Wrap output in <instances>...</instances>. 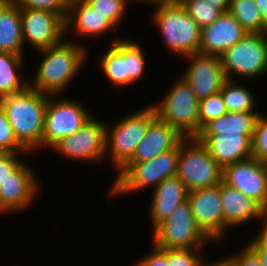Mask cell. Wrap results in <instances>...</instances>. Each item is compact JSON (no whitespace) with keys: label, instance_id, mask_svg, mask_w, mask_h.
Masks as SVG:
<instances>
[{"label":"cell","instance_id":"1","mask_svg":"<svg viewBox=\"0 0 267 266\" xmlns=\"http://www.w3.org/2000/svg\"><path fill=\"white\" fill-rule=\"evenodd\" d=\"M259 113L227 112L207 123L196 137L222 167L252 157V139Z\"/></svg>","mask_w":267,"mask_h":266},{"label":"cell","instance_id":"2","mask_svg":"<svg viewBox=\"0 0 267 266\" xmlns=\"http://www.w3.org/2000/svg\"><path fill=\"white\" fill-rule=\"evenodd\" d=\"M48 98L28 86L0 99L15 137L27 151L42 147Z\"/></svg>","mask_w":267,"mask_h":266},{"label":"cell","instance_id":"3","mask_svg":"<svg viewBox=\"0 0 267 266\" xmlns=\"http://www.w3.org/2000/svg\"><path fill=\"white\" fill-rule=\"evenodd\" d=\"M38 52L45 56L36 72L35 82L29 83V86L53 97L65 90L83 66L87 55L83 46L66 40Z\"/></svg>","mask_w":267,"mask_h":266},{"label":"cell","instance_id":"4","mask_svg":"<svg viewBox=\"0 0 267 266\" xmlns=\"http://www.w3.org/2000/svg\"><path fill=\"white\" fill-rule=\"evenodd\" d=\"M153 22L160 29L166 47L183 56L199 53L201 28L191 19L181 3L157 4Z\"/></svg>","mask_w":267,"mask_h":266},{"label":"cell","instance_id":"5","mask_svg":"<svg viewBox=\"0 0 267 266\" xmlns=\"http://www.w3.org/2000/svg\"><path fill=\"white\" fill-rule=\"evenodd\" d=\"M180 144L143 162H127L119 171L110 189L111 196L137 192L146 187H157L163 180L176 176Z\"/></svg>","mask_w":267,"mask_h":266},{"label":"cell","instance_id":"6","mask_svg":"<svg viewBox=\"0 0 267 266\" xmlns=\"http://www.w3.org/2000/svg\"><path fill=\"white\" fill-rule=\"evenodd\" d=\"M176 176L191 192L218 185L223 181V168L197 138H185L180 143Z\"/></svg>","mask_w":267,"mask_h":266},{"label":"cell","instance_id":"7","mask_svg":"<svg viewBox=\"0 0 267 266\" xmlns=\"http://www.w3.org/2000/svg\"><path fill=\"white\" fill-rule=\"evenodd\" d=\"M152 106L157 117L183 137L196 138L199 135V100L183 78L172 86L161 104Z\"/></svg>","mask_w":267,"mask_h":266},{"label":"cell","instance_id":"8","mask_svg":"<svg viewBox=\"0 0 267 266\" xmlns=\"http://www.w3.org/2000/svg\"><path fill=\"white\" fill-rule=\"evenodd\" d=\"M156 117L154 107L149 105L118 121L111 131L106 126L105 153L109 150L108 155L118 172L132 158Z\"/></svg>","mask_w":267,"mask_h":266},{"label":"cell","instance_id":"9","mask_svg":"<svg viewBox=\"0 0 267 266\" xmlns=\"http://www.w3.org/2000/svg\"><path fill=\"white\" fill-rule=\"evenodd\" d=\"M153 232V243L160 248H202L210 240L197 224L188 199Z\"/></svg>","mask_w":267,"mask_h":266},{"label":"cell","instance_id":"10","mask_svg":"<svg viewBox=\"0 0 267 266\" xmlns=\"http://www.w3.org/2000/svg\"><path fill=\"white\" fill-rule=\"evenodd\" d=\"M266 33H247L240 41L221 55L222 67L227 79L231 74L255 78L267 71Z\"/></svg>","mask_w":267,"mask_h":266},{"label":"cell","instance_id":"11","mask_svg":"<svg viewBox=\"0 0 267 266\" xmlns=\"http://www.w3.org/2000/svg\"><path fill=\"white\" fill-rule=\"evenodd\" d=\"M48 98L42 146L52 147L62 138L76 133L91 118L82 104L68 99ZM53 101V102H52Z\"/></svg>","mask_w":267,"mask_h":266},{"label":"cell","instance_id":"12","mask_svg":"<svg viewBox=\"0 0 267 266\" xmlns=\"http://www.w3.org/2000/svg\"><path fill=\"white\" fill-rule=\"evenodd\" d=\"M223 182L255 201L263 210L267 207V167L255 157L223 168Z\"/></svg>","mask_w":267,"mask_h":266},{"label":"cell","instance_id":"13","mask_svg":"<svg viewBox=\"0 0 267 266\" xmlns=\"http://www.w3.org/2000/svg\"><path fill=\"white\" fill-rule=\"evenodd\" d=\"M106 125L91 117L76 133L62 138L52 148L61 155L90 162L105 158Z\"/></svg>","mask_w":267,"mask_h":266},{"label":"cell","instance_id":"14","mask_svg":"<svg viewBox=\"0 0 267 266\" xmlns=\"http://www.w3.org/2000/svg\"><path fill=\"white\" fill-rule=\"evenodd\" d=\"M20 12L23 42H29L39 51L63 40L66 23L60 15L29 8H20Z\"/></svg>","mask_w":267,"mask_h":266},{"label":"cell","instance_id":"15","mask_svg":"<svg viewBox=\"0 0 267 266\" xmlns=\"http://www.w3.org/2000/svg\"><path fill=\"white\" fill-rule=\"evenodd\" d=\"M192 213L201 230L212 240H222L229 226L224 221L220 198V183L216 186L188 192Z\"/></svg>","mask_w":267,"mask_h":266},{"label":"cell","instance_id":"16","mask_svg":"<svg viewBox=\"0 0 267 266\" xmlns=\"http://www.w3.org/2000/svg\"><path fill=\"white\" fill-rule=\"evenodd\" d=\"M187 58L191 59V64L186 68L182 78L191 86L197 99L219 93L227 80L221 57L194 53Z\"/></svg>","mask_w":267,"mask_h":266},{"label":"cell","instance_id":"17","mask_svg":"<svg viewBox=\"0 0 267 266\" xmlns=\"http://www.w3.org/2000/svg\"><path fill=\"white\" fill-rule=\"evenodd\" d=\"M31 168L22 164L0 186V213L22 211L32 203L39 188Z\"/></svg>","mask_w":267,"mask_h":266},{"label":"cell","instance_id":"18","mask_svg":"<svg viewBox=\"0 0 267 266\" xmlns=\"http://www.w3.org/2000/svg\"><path fill=\"white\" fill-rule=\"evenodd\" d=\"M247 31L229 12L201 29L199 53L221 56L240 41Z\"/></svg>","mask_w":267,"mask_h":266},{"label":"cell","instance_id":"19","mask_svg":"<svg viewBox=\"0 0 267 266\" xmlns=\"http://www.w3.org/2000/svg\"><path fill=\"white\" fill-rule=\"evenodd\" d=\"M183 137L174 127L156 117L149 125L145 137L140 141L128 162H143L155 158L160 153L178 146Z\"/></svg>","mask_w":267,"mask_h":266},{"label":"cell","instance_id":"20","mask_svg":"<svg viewBox=\"0 0 267 266\" xmlns=\"http://www.w3.org/2000/svg\"><path fill=\"white\" fill-rule=\"evenodd\" d=\"M220 198L224 221L229 227H235L254 218H259L263 219V230L267 229L264 222V210L244 193L221 181Z\"/></svg>","mask_w":267,"mask_h":266},{"label":"cell","instance_id":"21","mask_svg":"<svg viewBox=\"0 0 267 266\" xmlns=\"http://www.w3.org/2000/svg\"><path fill=\"white\" fill-rule=\"evenodd\" d=\"M151 212L153 230L170 216L175 208L188 199L185 184L177 177L163 180L154 188Z\"/></svg>","mask_w":267,"mask_h":266},{"label":"cell","instance_id":"22","mask_svg":"<svg viewBox=\"0 0 267 266\" xmlns=\"http://www.w3.org/2000/svg\"><path fill=\"white\" fill-rule=\"evenodd\" d=\"M66 23V33L68 29H76L79 35L98 36L110 29L116 30V26L92 8L85 0H71ZM74 25H73V24ZM70 27V28H69Z\"/></svg>","mask_w":267,"mask_h":266},{"label":"cell","instance_id":"23","mask_svg":"<svg viewBox=\"0 0 267 266\" xmlns=\"http://www.w3.org/2000/svg\"><path fill=\"white\" fill-rule=\"evenodd\" d=\"M20 7L10 0H0V52L23 55Z\"/></svg>","mask_w":267,"mask_h":266},{"label":"cell","instance_id":"24","mask_svg":"<svg viewBox=\"0 0 267 266\" xmlns=\"http://www.w3.org/2000/svg\"><path fill=\"white\" fill-rule=\"evenodd\" d=\"M22 59L23 55L0 52V99L19 93L29 86V81L22 80L18 76L23 66Z\"/></svg>","mask_w":267,"mask_h":266},{"label":"cell","instance_id":"25","mask_svg":"<svg viewBox=\"0 0 267 266\" xmlns=\"http://www.w3.org/2000/svg\"><path fill=\"white\" fill-rule=\"evenodd\" d=\"M228 12L247 33L267 32V23L261 17L255 0H231Z\"/></svg>","mask_w":267,"mask_h":266},{"label":"cell","instance_id":"26","mask_svg":"<svg viewBox=\"0 0 267 266\" xmlns=\"http://www.w3.org/2000/svg\"><path fill=\"white\" fill-rule=\"evenodd\" d=\"M104 76L115 86H126V67L124 61V40H115L113 45L101 57Z\"/></svg>","mask_w":267,"mask_h":266},{"label":"cell","instance_id":"27","mask_svg":"<svg viewBox=\"0 0 267 266\" xmlns=\"http://www.w3.org/2000/svg\"><path fill=\"white\" fill-rule=\"evenodd\" d=\"M227 79L221 88L222 97L228 112H254L253 96L246 87Z\"/></svg>","mask_w":267,"mask_h":266},{"label":"cell","instance_id":"28","mask_svg":"<svg viewBox=\"0 0 267 266\" xmlns=\"http://www.w3.org/2000/svg\"><path fill=\"white\" fill-rule=\"evenodd\" d=\"M138 43L124 40V61L126 67V86L138 81L145 72V54Z\"/></svg>","mask_w":267,"mask_h":266},{"label":"cell","instance_id":"29","mask_svg":"<svg viewBox=\"0 0 267 266\" xmlns=\"http://www.w3.org/2000/svg\"><path fill=\"white\" fill-rule=\"evenodd\" d=\"M180 3L201 29L213 24L224 13L207 0H183Z\"/></svg>","mask_w":267,"mask_h":266},{"label":"cell","instance_id":"30","mask_svg":"<svg viewBox=\"0 0 267 266\" xmlns=\"http://www.w3.org/2000/svg\"><path fill=\"white\" fill-rule=\"evenodd\" d=\"M227 112L221 92L199 100V133L207 123Z\"/></svg>","mask_w":267,"mask_h":266},{"label":"cell","instance_id":"31","mask_svg":"<svg viewBox=\"0 0 267 266\" xmlns=\"http://www.w3.org/2000/svg\"><path fill=\"white\" fill-rule=\"evenodd\" d=\"M92 8L110 20L115 26L124 16L128 0H85Z\"/></svg>","mask_w":267,"mask_h":266},{"label":"cell","instance_id":"32","mask_svg":"<svg viewBox=\"0 0 267 266\" xmlns=\"http://www.w3.org/2000/svg\"><path fill=\"white\" fill-rule=\"evenodd\" d=\"M20 8L47 10L60 15L65 21L71 0H10Z\"/></svg>","mask_w":267,"mask_h":266},{"label":"cell","instance_id":"33","mask_svg":"<svg viewBox=\"0 0 267 266\" xmlns=\"http://www.w3.org/2000/svg\"><path fill=\"white\" fill-rule=\"evenodd\" d=\"M0 149L5 153H25L27 150L18 142L7 120L6 113L0 105Z\"/></svg>","mask_w":267,"mask_h":266},{"label":"cell","instance_id":"34","mask_svg":"<svg viewBox=\"0 0 267 266\" xmlns=\"http://www.w3.org/2000/svg\"><path fill=\"white\" fill-rule=\"evenodd\" d=\"M201 248L168 249L169 266H204L201 256L197 254Z\"/></svg>","mask_w":267,"mask_h":266},{"label":"cell","instance_id":"35","mask_svg":"<svg viewBox=\"0 0 267 266\" xmlns=\"http://www.w3.org/2000/svg\"><path fill=\"white\" fill-rule=\"evenodd\" d=\"M252 157L267 161V118L259 115L252 139Z\"/></svg>","mask_w":267,"mask_h":266},{"label":"cell","instance_id":"36","mask_svg":"<svg viewBox=\"0 0 267 266\" xmlns=\"http://www.w3.org/2000/svg\"><path fill=\"white\" fill-rule=\"evenodd\" d=\"M18 153H5L0 158V186L10 177L22 164L17 158Z\"/></svg>","mask_w":267,"mask_h":266},{"label":"cell","instance_id":"37","mask_svg":"<svg viewBox=\"0 0 267 266\" xmlns=\"http://www.w3.org/2000/svg\"><path fill=\"white\" fill-rule=\"evenodd\" d=\"M136 266H169L168 248H160L153 244L151 254L138 261Z\"/></svg>","mask_w":267,"mask_h":266},{"label":"cell","instance_id":"38","mask_svg":"<svg viewBox=\"0 0 267 266\" xmlns=\"http://www.w3.org/2000/svg\"><path fill=\"white\" fill-rule=\"evenodd\" d=\"M248 246L257 254L263 266H267V229H262L259 236L252 239Z\"/></svg>","mask_w":267,"mask_h":266},{"label":"cell","instance_id":"39","mask_svg":"<svg viewBox=\"0 0 267 266\" xmlns=\"http://www.w3.org/2000/svg\"><path fill=\"white\" fill-rule=\"evenodd\" d=\"M241 251L240 254L230 257L236 266H263L257 254L248 245Z\"/></svg>","mask_w":267,"mask_h":266},{"label":"cell","instance_id":"40","mask_svg":"<svg viewBox=\"0 0 267 266\" xmlns=\"http://www.w3.org/2000/svg\"><path fill=\"white\" fill-rule=\"evenodd\" d=\"M261 17L267 23V0H255Z\"/></svg>","mask_w":267,"mask_h":266},{"label":"cell","instance_id":"41","mask_svg":"<svg viewBox=\"0 0 267 266\" xmlns=\"http://www.w3.org/2000/svg\"><path fill=\"white\" fill-rule=\"evenodd\" d=\"M214 6L220 8L223 12H228L231 0H207Z\"/></svg>","mask_w":267,"mask_h":266},{"label":"cell","instance_id":"42","mask_svg":"<svg viewBox=\"0 0 267 266\" xmlns=\"http://www.w3.org/2000/svg\"><path fill=\"white\" fill-rule=\"evenodd\" d=\"M204 266H236V264L229 256V258H225L218 262H214V264L206 263Z\"/></svg>","mask_w":267,"mask_h":266},{"label":"cell","instance_id":"43","mask_svg":"<svg viewBox=\"0 0 267 266\" xmlns=\"http://www.w3.org/2000/svg\"><path fill=\"white\" fill-rule=\"evenodd\" d=\"M131 1V0H130ZM139 1H147V3H154L155 5H157V4H160V3H163V2H167V1H170V0H139ZM133 2H134V0H133ZM137 2H138V0H137Z\"/></svg>","mask_w":267,"mask_h":266},{"label":"cell","instance_id":"44","mask_svg":"<svg viewBox=\"0 0 267 266\" xmlns=\"http://www.w3.org/2000/svg\"><path fill=\"white\" fill-rule=\"evenodd\" d=\"M264 217H265V219H264L265 227L267 228V207H266V209L264 210Z\"/></svg>","mask_w":267,"mask_h":266},{"label":"cell","instance_id":"45","mask_svg":"<svg viewBox=\"0 0 267 266\" xmlns=\"http://www.w3.org/2000/svg\"><path fill=\"white\" fill-rule=\"evenodd\" d=\"M4 154H5V152L2 151V150L0 149V158H1Z\"/></svg>","mask_w":267,"mask_h":266},{"label":"cell","instance_id":"46","mask_svg":"<svg viewBox=\"0 0 267 266\" xmlns=\"http://www.w3.org/2000/svg\"><path fill=\"white\" fill-rule=\"evenodd\" d=\"M171 1L180 3V2L183 1V0H171Z\"/></svg>","mask_w":267,"mask_h":266}]
</instances>
